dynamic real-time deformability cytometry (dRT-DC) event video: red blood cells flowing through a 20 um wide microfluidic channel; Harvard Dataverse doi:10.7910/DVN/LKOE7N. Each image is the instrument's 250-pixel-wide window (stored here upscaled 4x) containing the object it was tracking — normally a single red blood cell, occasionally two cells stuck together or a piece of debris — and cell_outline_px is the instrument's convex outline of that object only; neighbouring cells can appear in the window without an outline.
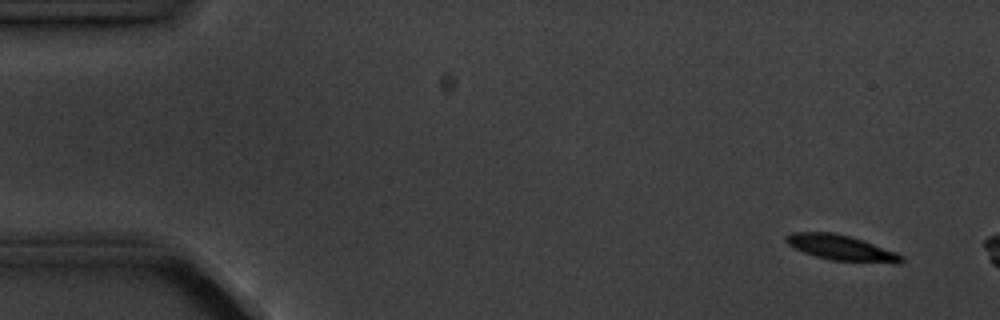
{"species": "common noctule bat (a hibernating species)", "species_latin": "Nyctalus noctula", "temperature_condition": "cold", "stored_images_in_passage": 6, "segment_of_instrument_passage": [2, 2], "camera_frame_rate_fps": 3000, "um_per_image_px": 0.085, "animal": {"sex": "male", "body_mass_g": 20.1, "forearm_length_mm": 53.5}, "frame": {"image": 1, "passage_image": 6, "time_ms": 6.0, "image_size_px": [1000, 320], "cell_outline_px": [[904, 260], [900, 264], [896, 264], [828, 260], [804, 252], [788, 244], [784, 240], [784, 236], [792, 232], [832, 232], [852, 236], [864, 240], [896, 252], [904, 256]], "centroid_in_image_um": [71.55, 21.07], "position_along_channel_um": 13.4, "area_um2": 17.4}}